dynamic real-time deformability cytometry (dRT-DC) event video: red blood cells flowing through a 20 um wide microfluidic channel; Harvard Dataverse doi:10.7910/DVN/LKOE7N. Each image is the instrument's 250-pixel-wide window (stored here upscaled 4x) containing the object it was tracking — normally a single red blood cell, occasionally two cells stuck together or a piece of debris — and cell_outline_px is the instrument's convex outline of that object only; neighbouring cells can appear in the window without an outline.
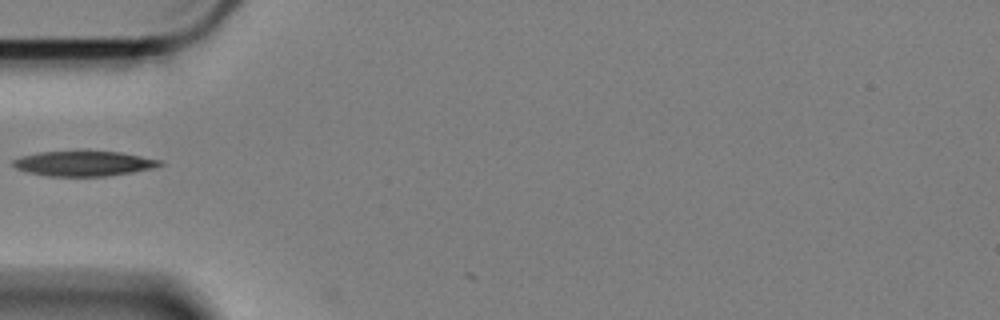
{"species": "Egyptian fruit bat (a non-hibernating species)", "species_latin": "Rousettus aegyptiacus", "temperature_condition": "cold", "stored_images_in_passage": 3, "camera_frame_rate_fps": 3000, "um_per_image_px": 0.085, "animal": {"sex": "female"}, "frame": {"image": 1, "passage_image": 2, "time_ms": 0.333, "image_size_px": [1000, 320], "cell_outline_px": [[164, 164], [152, 168], [132, 172], [108, 176], [48, 176], [28, 172], [16, 168], [12, 164], [12, 160], [24, 156], [40, 152], [120, 152], [160, 160]], "centroid_in_image_um": [7.12, 13.91], "position_along_channel_um": 77.9, "area_um2": 20.98}}